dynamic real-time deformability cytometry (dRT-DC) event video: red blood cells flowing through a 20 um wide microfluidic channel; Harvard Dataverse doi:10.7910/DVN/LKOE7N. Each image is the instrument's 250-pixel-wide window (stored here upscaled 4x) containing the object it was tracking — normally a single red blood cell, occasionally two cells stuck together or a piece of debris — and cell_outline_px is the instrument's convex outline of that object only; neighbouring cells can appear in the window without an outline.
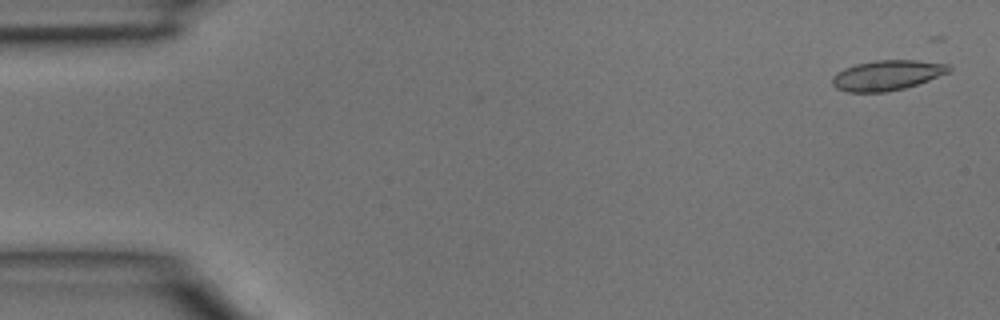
{"species": "common noctule bat (a hibernating species)", "species_latin": "Nyctalus noctula", "temperature_condition": "room temperature", "stored_images_in_passage": 18, "camera_frame_rate_fps": 3000, "um_per_image_px": 0.085, "animal": {"sex": "male", "body_mass_g": 15.6}, "frame": {"image": 1, "passage_image": 2, "time_ms": 0.333, "image_size_px": [1000, 320], "cell_outline_px": [[952, 68], [948, 72], [928, 80], [904, 88], [884, 92], [848, 92], [836, 88], [832, 84], [832, 76], [836, 72], [844, 68], [856, 64], [876, 60], [916, 60], [948, 64]], "centroid_in_image_um": [75.36, 6.39], "position_along_channel_um": 9.6, "area_um2": 20.35}}
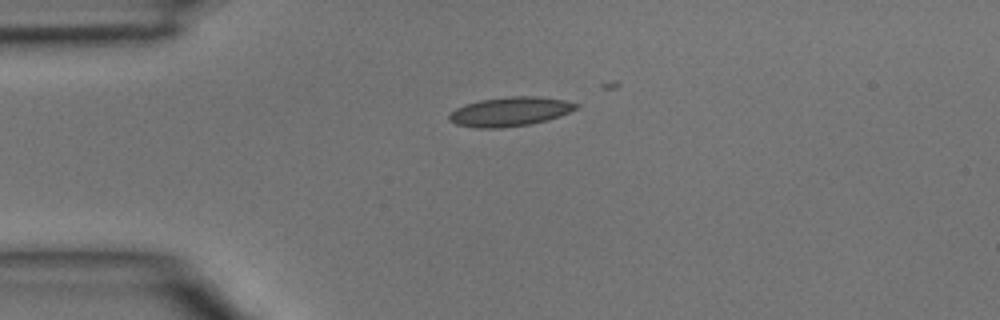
{"frame": {"image": 2, "passage_image": 11, "time_ms": 3.333, "image_size_px": [1000, 320], "cell_outline_px": [[580, 108], [560, 116], [548, 120], [532, 124], [500, 128], [476, 128], [456, 124], [448, 120], [448, 116], [456, 108], [464, 104], [480, 100], [512, 96], [536, 96], [564, 100], [580, 104]], "centroid_in_image_um": [43.38, 9.49], "position_along_channel_um": 41.6, "area_um2": 21.79}}
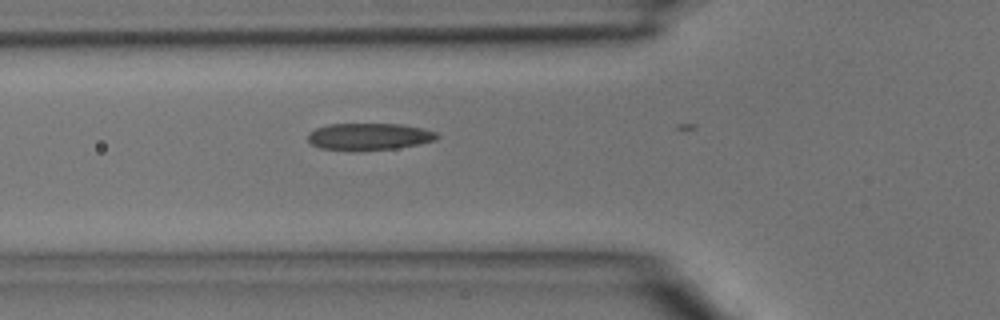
{"frame": {"image": 3, "passage_image": 16, "time_ms": 5.0, "image_size_px": [1000, 320], "cell_outline_px": [[440, 136], [436, 140], [420, 144], [396, 148], [320, 148], [312, 144], [308, 140], [308, 132], [316, 128], [328, 124], [404, 124], [436, 132]], "centroid_in_image_um": [31.41, 11.56], "position_along_channel_um": 94.4, "area_um2": 19.54}}